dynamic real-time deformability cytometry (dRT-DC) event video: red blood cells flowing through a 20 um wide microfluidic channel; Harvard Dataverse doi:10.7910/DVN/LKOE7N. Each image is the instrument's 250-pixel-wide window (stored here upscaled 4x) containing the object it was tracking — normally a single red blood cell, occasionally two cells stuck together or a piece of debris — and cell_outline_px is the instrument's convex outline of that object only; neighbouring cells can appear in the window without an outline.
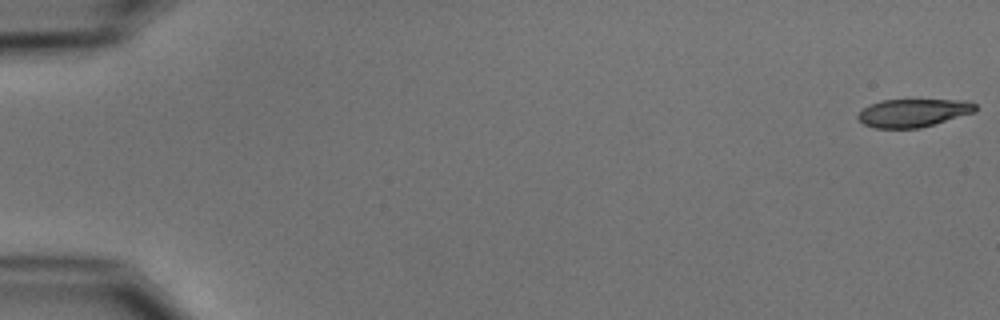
{"species": "common noctule bat (a hibernating species)", "species_latin": "Nyctalus noctula", "temperature_condition": "cold", "stored_images_in_passage": 9, "camera_frame_rate_fps": 3000, "um_per_image_px": 0.085, "animal": {"sex": "male", "body_mass_g": 15.6}, "frame": {"image": 1, "passage_image": 1, "time_ms": 0.0, "image_size_px": [1000, 320], "cell_outline_px": [[976, 112], [920, 128], [876, 128], [864, 124], [856, 116], [864, 108], [880, 100], [968, 100], [976, 104]], "centroid_in_image_um": [77.66, 9.59], "position_along_channel_um": 7.3, "area_um2": 19.13}}